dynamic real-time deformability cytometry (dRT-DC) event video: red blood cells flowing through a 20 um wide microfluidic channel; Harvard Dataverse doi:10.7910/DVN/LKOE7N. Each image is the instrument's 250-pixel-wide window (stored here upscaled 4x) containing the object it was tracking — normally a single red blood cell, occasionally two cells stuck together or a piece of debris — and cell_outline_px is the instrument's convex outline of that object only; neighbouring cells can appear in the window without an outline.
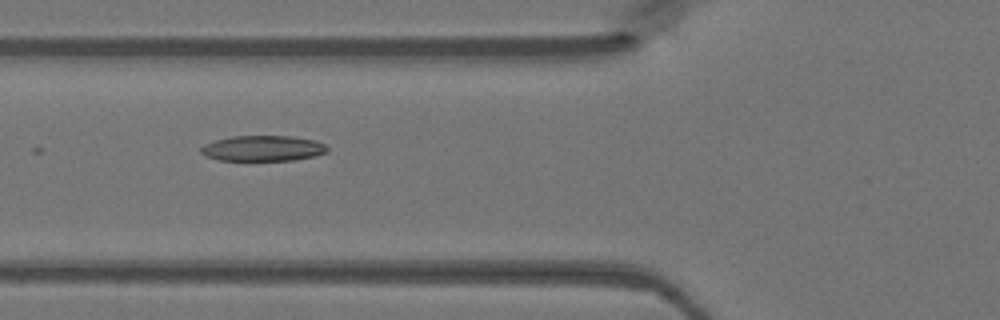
{"species": "Egyptian fruit bat (a non-hibernating species)", "species_latin": "Rousettus aegyptiacus", "temperature_condition": "warm", "stored_images_in_passage": 12, "camera_frame_rate_fps": 3000, "um_per_image_px": 0.085, "animal": {"sex": "female"}, "frame": {"image": 1, "passage_image": 3, "time_ms": 0.667, "image_size_px": [1000, 320], "cell_outline_px": [[328, 152], [312, 156], [292, 160], [220, 160], [204, 156], [200, 152], [200, 148], [204, 144], [216, 140], [232, 136], [292, 136], [316, 140], [324, 144], [328, 148]], "centroid_in_image_um": [22.33, 12.6], "position_along_channel_um": 103.5, "area_um2": 18.79}}
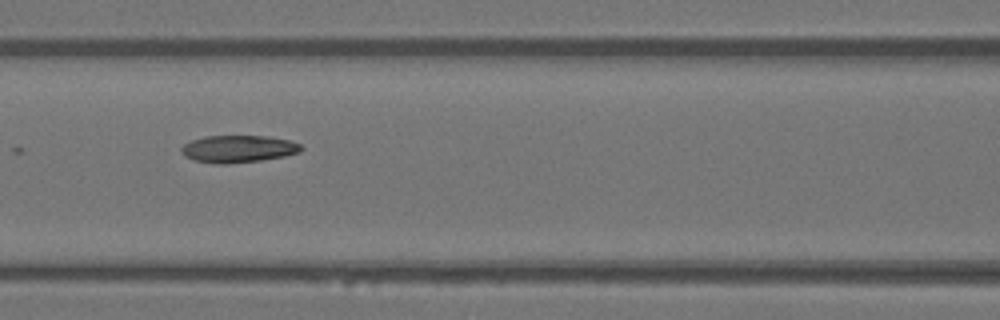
{"frame": {"image": 2, "passage_image": 6, "time_ms": 1.667, "image_size_px": [1000, 320], "cell_outline_px": [[304, 148], [300, 152], [284, 156], [260, 160], [228, 164], [216, 164], [192, 160], [184, 156], [180, 152], [180, 148], [184, 144], [192, 140], [204, 136], [268, 136], [288, 140], [300, 144]], "centroid_in_image_um": [20.22, 12.66], "position_along_channel_um": 146.4, "area_um2": 19.13}}
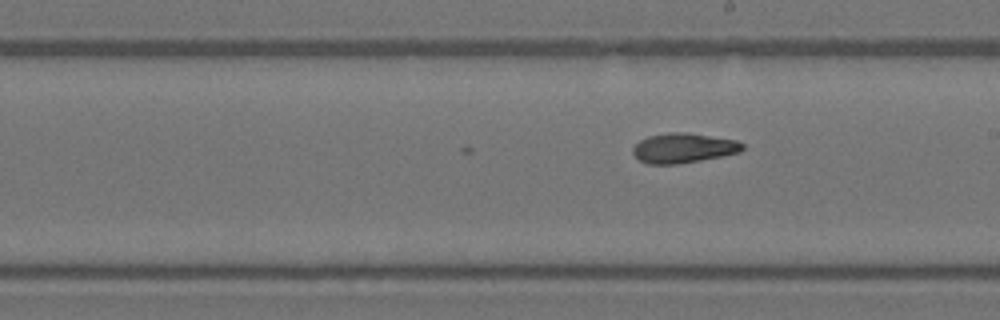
{"frame": {"image": 3, "passage_image": 12, "time_ms": 3.667, "image_size_px": [1000, 320], "cell_outline_px": [[744, 148], [740, 152], [700, 160], [676, 164], [648, 164], [640, 160], [632, 152], [632, 148], [640, 140], [648, 136], [668, 132], [688, 132], [736, 140], [744, 144]], "centroid_in_image_um": [58.08, 12.57], "position_along_channel_um": 230.9, "area_um2": 18.96}}